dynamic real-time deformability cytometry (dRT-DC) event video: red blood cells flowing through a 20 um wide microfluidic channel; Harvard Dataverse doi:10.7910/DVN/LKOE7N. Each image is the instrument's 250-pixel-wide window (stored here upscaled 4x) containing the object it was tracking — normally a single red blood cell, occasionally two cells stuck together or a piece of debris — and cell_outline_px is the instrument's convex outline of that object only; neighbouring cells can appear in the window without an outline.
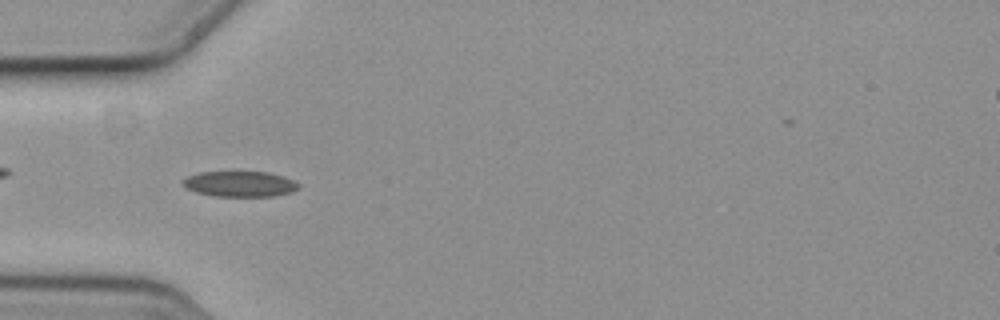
{"species": "common noctule bat (a hibernating species)", "species_latin": "Nyctalus noctula", "temperature_condition": "cold", "stored_images_in_passage": 6, "camera_frame_rate_fps": 3000, "um_per_image_px": 0.085, "animal": {"sex": "female", "body_mass_g": 19.3, "forearm_length_mm": 54.1}, "frame": {"image": 1, "passage_image": 6, "time_ms": 1.667, "image_size_px": [1000, 320], "cell_outline_px": [[300, 188], [292, 192], [276, 196], [212, 196], [196, 192], [180, 184], [188, 176], [200, 172], [268, 172], [284, 176], [300, 184]], "centroid_in_image_um": [20.42, 15.64], "position_along_channel_um": 64.6, "area_um2": 17.28}}